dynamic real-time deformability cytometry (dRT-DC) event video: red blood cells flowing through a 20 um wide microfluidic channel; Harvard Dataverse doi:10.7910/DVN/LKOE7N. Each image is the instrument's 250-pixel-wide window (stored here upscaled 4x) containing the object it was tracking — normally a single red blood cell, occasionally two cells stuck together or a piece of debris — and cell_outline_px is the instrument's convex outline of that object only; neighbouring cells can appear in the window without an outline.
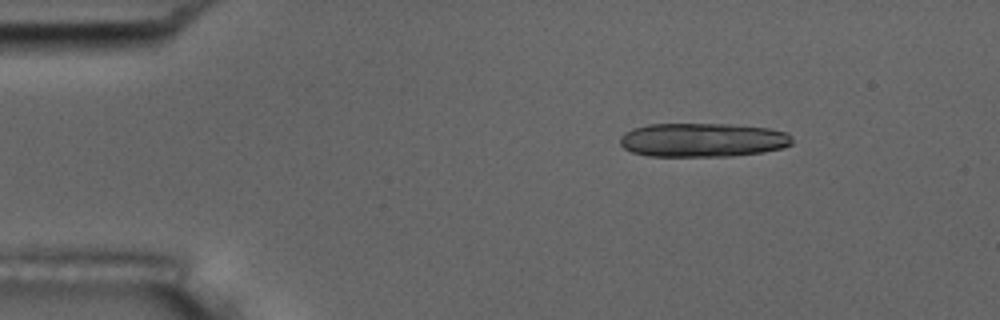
{"species": "common noctule bat (a hibernating species)", "species_latin": "Nyctalus noctula", "temperature_condition": "room temperature", "stored_images_in_passage": 13, "camera_frame_rate_fps": 3000, "um_per_image_px": 0.085, "animal": {"sex": "male", "body_mass_g": 17.5, "forearm_length_mm": 52.3}, "frame": {"image": 1, "passage_image": 1, "time_ms": 0.0, "image_size_px": [1000, 320], "cell_outline_px": [[792, 144], [784, 148], [764, 152], [732, 156], [648, 156], [632, 152], [624, 148], [620, 144], [620, 136], [632, 128], [648, 124], [728, 124], [768, 128], [788, 132], [792, 136]], "centroid_in_image_um": [59.75, 11.9], "position_along_channel_um": 25.3, "area_um2": 34.33}}
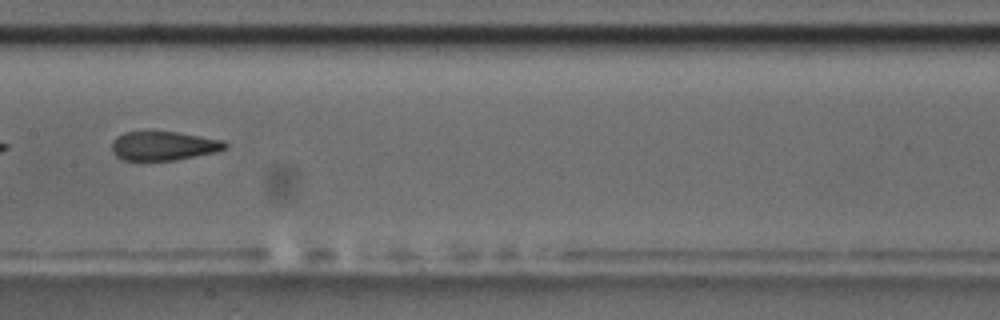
{"frame": {"image": 2, "passage_image": 6, "time_ms": 6.667, "image_size_px": [1000, 320], "cell_outline_px": [[228, 148], [216, 152], [176, 160], [120, 160], [112, 152], [112, 140], [116, 136], [124, 132], [176, 132], [224, 140], [228, 144]], "centroid_in_image_um": [13.9, 12.4], "position_along_channel_um": 193.5, "area_um2": 19.25}}